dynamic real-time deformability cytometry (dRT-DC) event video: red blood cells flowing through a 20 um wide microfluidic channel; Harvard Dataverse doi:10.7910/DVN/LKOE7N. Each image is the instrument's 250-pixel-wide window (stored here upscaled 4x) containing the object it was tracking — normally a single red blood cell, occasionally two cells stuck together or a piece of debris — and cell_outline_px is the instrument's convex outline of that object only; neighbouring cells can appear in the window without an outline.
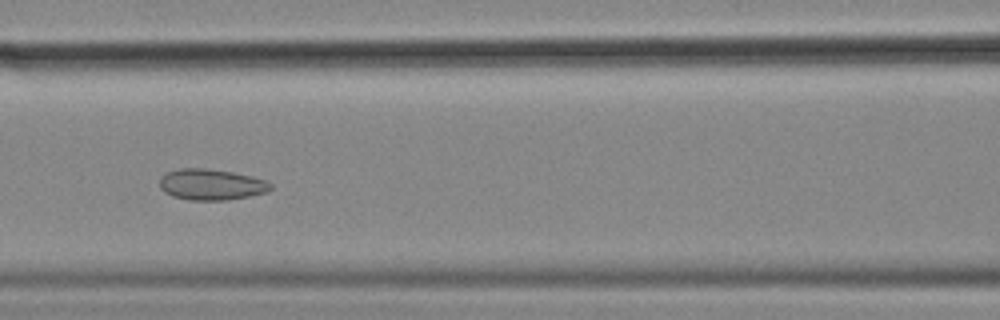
{"species": "common noctule bat (a hibernating species)", "species_latin": "Nyctalus noctula", "temperature_condition": "cold", "stored_images_in_passage": 48, "camera_frame_rate_fps": 3000, "um_per_image_px": 0.085, "animal": {"sex": "female", "body_mass_g": 18.4}, "frame": {"image": 1, "passage_image": 21, "time_ms": 6.667, "image_size_px": [1000, 320], "cell_outline_px": [[272, 188], [268, 192], [228, 200], [192, 200], [172, 196], [164, 192], [160, 188], [160, 176], [168, 172], [180, 168], [204, 168], [232, 172], [252, 176], [264, 180], [272, 184]], "centroid_in_image_um": [17.95, 15.68], "position_along_channel_um": 148.6, "area_um2": 20.06}}
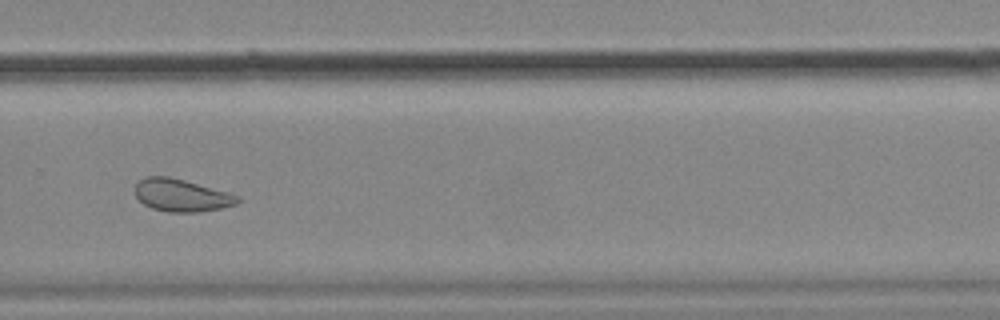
{"frame": {"image": 2, "passage_image": 35, "time_ms": 11.333, "image_size_px": [1000, 320], "cell_outline_px": [[240, 200], [236, 204], [220, 208], [200, 212], [168, 212], [152, 208], [144, 204], [136, 196], [136, 184], [144, 176], [168, 176], [184, 180], [228, 192], [240, 196]], "centroid_in_image_um": [15.43, 16.6], "position_along_channel_um": 314.4, "area_um2": 19.31}, "authors_computed_cell_mechanics": {"area_um2": 21.2993, "velocity_mm_per_s": 3.5668, "shape_relaxation_time_tau1_ms": null, "shape_relaxation_time_tau2_ms": 2.2829, "deformation_change_tau1": null, "deformation_change_tau2": 0.0873}}